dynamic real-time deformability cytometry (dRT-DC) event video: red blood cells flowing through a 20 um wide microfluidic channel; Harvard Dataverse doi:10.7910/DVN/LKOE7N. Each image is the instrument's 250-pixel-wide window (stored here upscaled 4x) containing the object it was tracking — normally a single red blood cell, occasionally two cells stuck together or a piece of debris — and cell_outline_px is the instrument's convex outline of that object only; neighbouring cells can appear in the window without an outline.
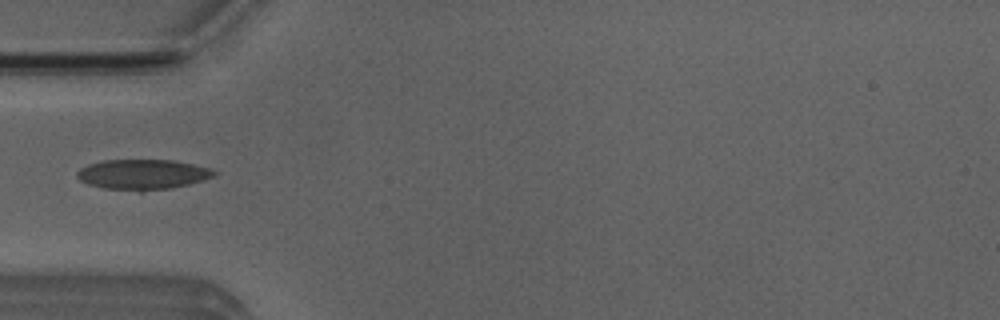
{"species": "Egyptian fruit bat (a non-hibernating species)", "species_latin": "Rousettus aegyptiacus", "temperature_condition": "room temperature", "stored_images_in_passage": 6, "camera_frame_rate_fps": 3000, "um_per_image_px": 0.085, "animal": {"sex": "male"}, "frame": {"image": 1, "passage_image": 1, "time_ms": 0.0, "image_size_px": [1000, 320], "cell_outline_px": [[216, 176], [204, 180], [188, 184], [168, 188], [140, 192], [104, 188], [88, 184], [80, 180], [76, 176], [76, 172], [80, 168], [88, 164], [104, 160], [176, 160], [208, 168], [216, 172]], "centroid_in_image_um": [12.1, 14.83], "position_along_channel_um": 72.9, "area_um2": 24.16}}